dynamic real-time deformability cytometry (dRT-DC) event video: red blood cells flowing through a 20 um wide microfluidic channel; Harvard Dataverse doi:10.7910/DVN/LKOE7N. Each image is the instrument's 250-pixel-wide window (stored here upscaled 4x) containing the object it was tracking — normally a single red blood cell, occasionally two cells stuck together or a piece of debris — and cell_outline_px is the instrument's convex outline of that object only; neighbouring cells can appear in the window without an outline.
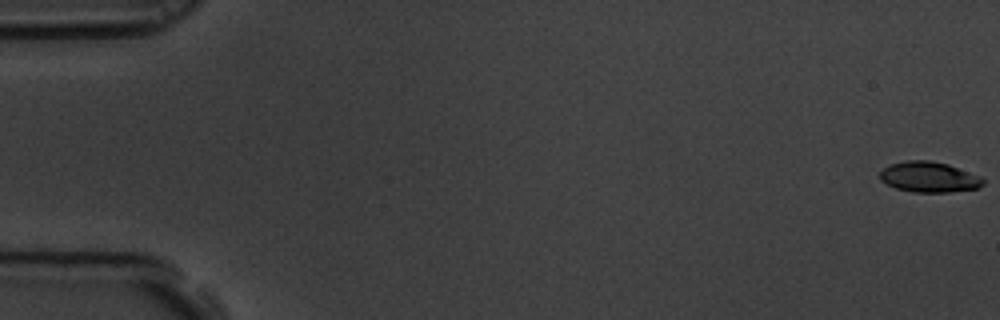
{"species": "common noctule bat (a hibernating species)", "species_latin": "Nyctalus noctula", "temperature_condition": "room temperature", "stored_images_in_passage": 60, "camera_frame_rate_fps": 3000, "um_per_image_px": 0.085, "animal": {"sex": "male", "body_mass_g": 19.5, "forearm_length_mm": 54.6}, "frame": {"image": 1, "passage_image": 1, "time_ms": 0.0, "image_size_px": [1000, 320], "cell_outline_px": [[984, 184], [980, 188], [948, 192], [912, 192], [896, 188], [880, 180], [880, 172], [888, 164], [908, 160], [928, 160], [948, 164], [980, 176], [984, 180]], "centroid_in_image_um": [78.97, 15.04], "position_along_channel_um": 6.0, "area_um2": 18.38}}
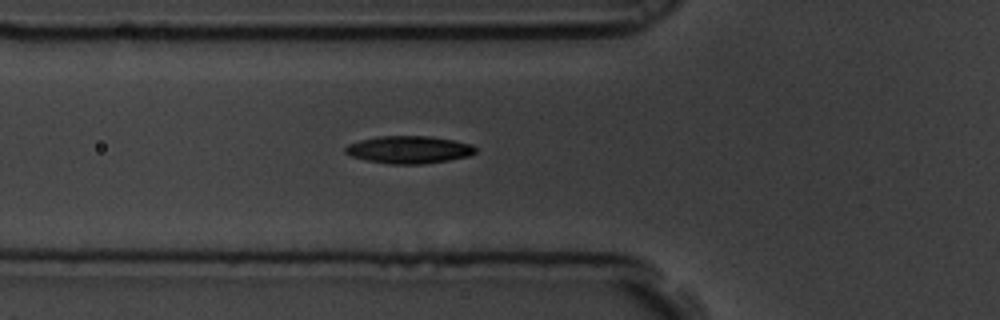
{"frame": {"image": 2, "passage_image": 22, "time_ms": 7.0, "image_size_px": [1000, 320], "cell_outline_px": [[476, 152], [468, 156], [448, 160], [424, 164], [388, 164], [368, 160], [352, 156], [344, 152], [344, 148], [348, 144], [360, 140], [376, 136], [428, 136], [452, 140], [472, 144], [476, 148]], "centroid_in_image_um": [34.75, 12.72], "position_along_channel_um": 91.1, "area_um2": 20.81}}
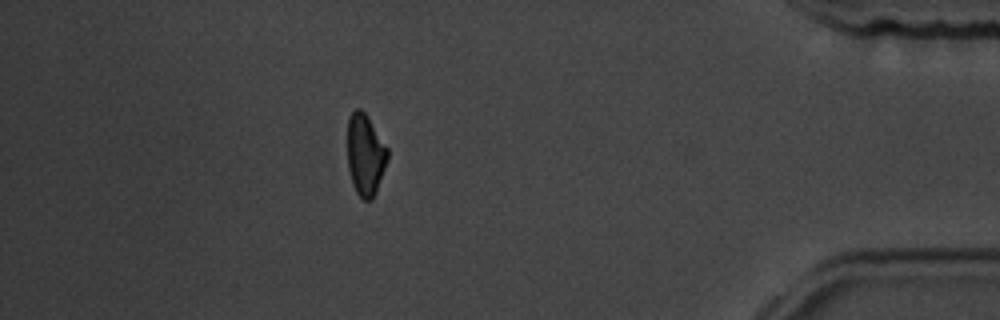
{"frame": {"image": 3, "passage_image": 53, "time_ms": 17.333, "image_size_px": [1000, 320], "cell_outline_px": [[388, 160], [376, 192], [372, 200], [364, 200], [356, 192], [352, 184], [348, 168], [348, 116], [356, 108], [360, 108], [368, 116], [388, 148]], "centroid_in_image_um": [31.06, 13.15], "position_along_channel_um": 404.1, "area_um2": 19.19}, "authors_computed_cell_mechanics": {"area_um2": 19.652, "velocity_mm_per_s": 3.4693, "shape_relaxation_time_tau1_ms": 3.3123, "shape_relaxation_time_tau2_ms": 11.1338, "deformation_change_tau1": 0.1174, "deformation_change_tau2": 0.1913}}